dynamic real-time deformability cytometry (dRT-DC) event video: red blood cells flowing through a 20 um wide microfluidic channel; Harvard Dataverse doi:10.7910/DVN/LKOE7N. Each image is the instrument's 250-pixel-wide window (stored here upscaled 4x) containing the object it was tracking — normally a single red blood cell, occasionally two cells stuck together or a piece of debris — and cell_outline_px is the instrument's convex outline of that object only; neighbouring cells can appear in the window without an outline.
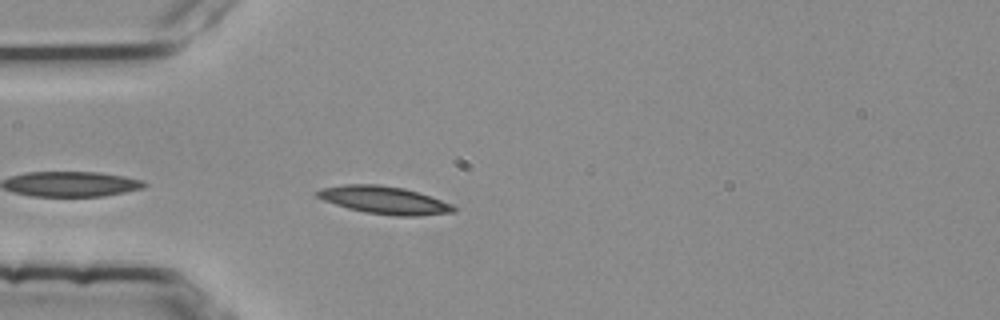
{"species": "common noctule bat (a hibernating species)", "species_latin": "Nyctalus noctula", "temperature_condition": "room temperature", "stored_images_in_passage": 17, "camera_frame_rate_fps": 3000, "um_per_image_px": 0.085, "animal": {"sex": "female", "body_mass_g": 25.1}, "frame": {"image": 1, "passage_image": 3, "time_ms": 0.667, "image_size_px": [1000, 320], "cell_outline_px": [[456, 212], [416, 216], [396, 216], [364, 212], [348, 208], [324, 200], [316, 196], [312, 192], [320, 188], [344, 184], [376, 184], [404, 188], [452, 204], [456, 208]], "centroid_in_image_um": [32.61, 17.01], "position_along_channel_um": 52.4, "area_um2": 21.91}}